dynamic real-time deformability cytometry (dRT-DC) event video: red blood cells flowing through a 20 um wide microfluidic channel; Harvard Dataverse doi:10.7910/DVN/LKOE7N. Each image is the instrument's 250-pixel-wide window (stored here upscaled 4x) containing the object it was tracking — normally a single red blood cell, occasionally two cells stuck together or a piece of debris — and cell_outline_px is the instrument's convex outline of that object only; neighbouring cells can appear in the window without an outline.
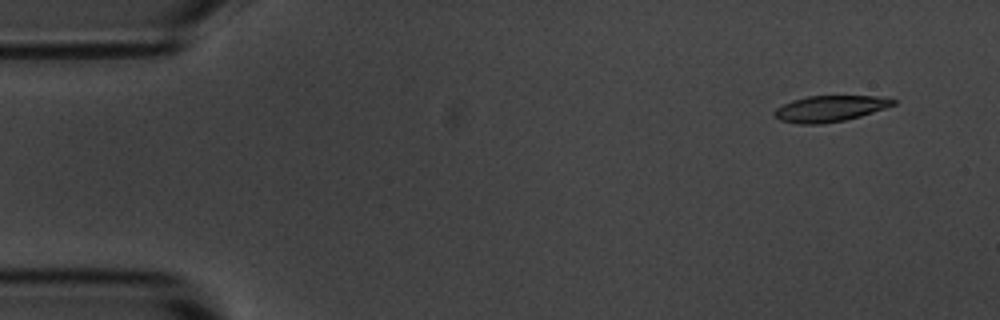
{"species": "common noctule bat (a hibernating species)", "species_latin": "Nyctalus noctula", "temperature_condition": "room temperature", "stored_images_in_passage": 4, "camera_frame_rate_fps": 3000, "um_per_image_px": 0.085, "animal": {"sex": "male", "body_mass_g": 20.1, "forearm_length_mm": 53.5}, "frame": {"image": 1, "passage_image": 1, "time_ms": 0.0, "image_size_px": [1000, 320], "cell_outline_px": [[896, 104], [860, 116], [844, 120], [820, 124], [800, 124], [780, 120], [772, 116], [772, 112], [776, 108], [792, 100], [808, 96], [876, 96], [896, 100]], "centroid_in_image_um": [70.49, 9.23], "position_along_channel_um": 14.5, "area_um2": 17.92}}
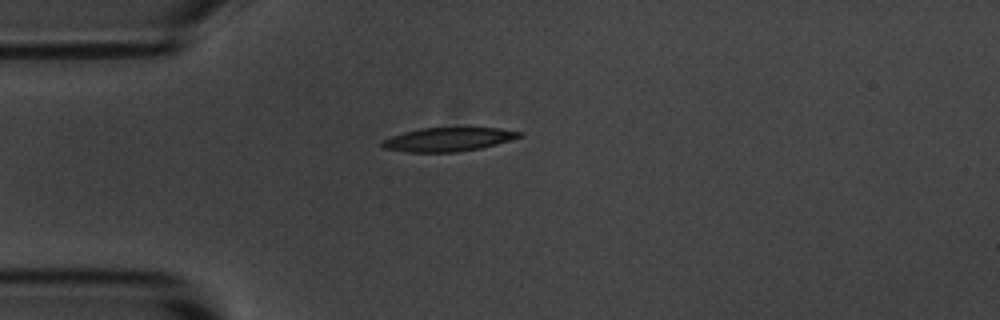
{"frame": {"image": 2, "passage_image": 4, "time_ms": 3.333, "image_size_px": [1000, 320], "cell_outline_px": [[524, 136], [496, 144], [480, 148], [456, 152], [408, 152], [384, 148], [380, 144], [380, 140], [404, 132], [420, 128], [500, 128], [524, 132]], "centroid_in_image_um": [38.11, 11.84], "position_along_channel_um": 46.9, "area_um2": 19.02}}